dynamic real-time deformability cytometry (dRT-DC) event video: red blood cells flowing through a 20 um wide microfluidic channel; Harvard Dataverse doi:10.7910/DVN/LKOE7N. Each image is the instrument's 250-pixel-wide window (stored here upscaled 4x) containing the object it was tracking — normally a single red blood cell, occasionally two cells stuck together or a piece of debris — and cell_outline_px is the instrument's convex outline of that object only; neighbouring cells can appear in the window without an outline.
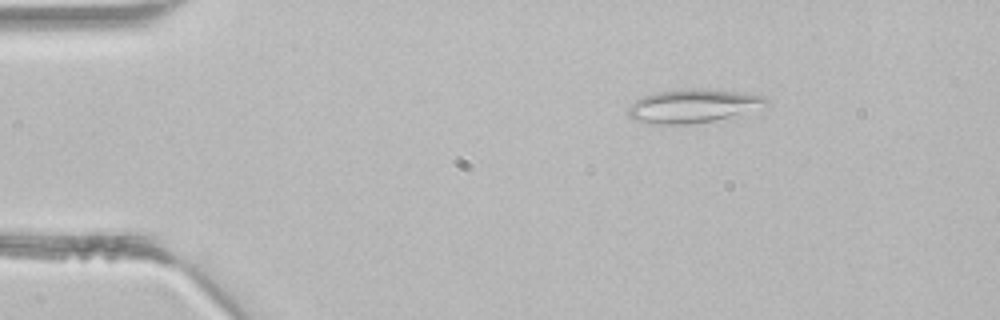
{"species": "common noctule bat (a hibernating species)", "species_latin": "Nyctalus noctula", "temperature_condition": "room temperature", "stored_images_in_passage": 2, "camera_frame_rate_fps": 3000, "um_per_image_px": 0.085, "animal": {"sex": "male", "body_mass_g": 21.5, "forearm_length_mm": 52.0}, "frame": {"image": 1, "passage_image": 1, "time_ms": 0.0, "image_size_px": [1000, 320], "cell_outline_px": [[768, 104], [728, 116], [712, 120], [688, 124], [648, 124], [632, 120], [628, 116], [628, 108], [636, 100], [644, 96], [656, 92], [692, 88], [700, 88], [744, 92], [768, 96]], "centroid_in_image_um": [58.85, 8.99], "position_along_channel_um": 26.2, "area_um2": 26.7}}